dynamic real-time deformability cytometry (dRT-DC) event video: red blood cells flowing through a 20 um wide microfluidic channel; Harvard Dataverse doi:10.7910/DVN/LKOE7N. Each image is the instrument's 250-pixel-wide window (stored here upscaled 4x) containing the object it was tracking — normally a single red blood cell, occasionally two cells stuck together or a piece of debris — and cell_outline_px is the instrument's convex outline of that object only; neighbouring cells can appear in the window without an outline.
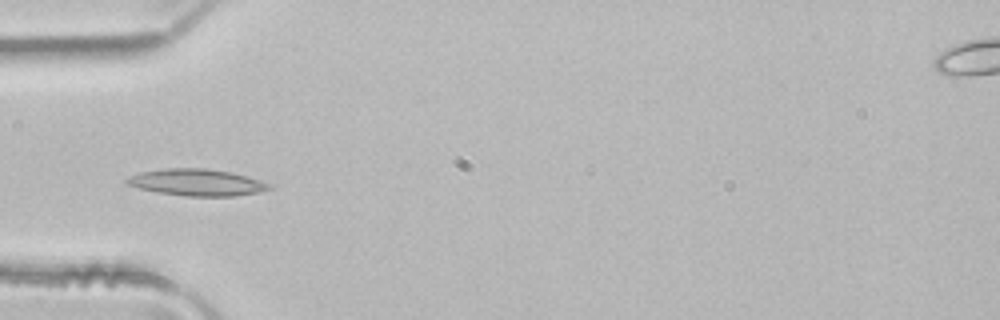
{"species": "common noctule bat (a hibernating species)", "species_latin": "Nyctalus noctula", "temperature_condition": "room temperature", "stored_images_in_passage": 4, "camera_frame_rate_fps": 3000, "um_per_image_px": 0.085, "animal": {"sex": "male", "body_mass_g": 21.5, "forearm_length_mm": 52.0}, "frame": {"image": 1, "passage_image": 3, "time_ms": 0.667, "image_size_px": [1000, 320], "cell_outline_px": [[272, 188], [260, 192], [236, 196], [184, 196], [156, 192], [140, 188], [128, 184], [124, 180], [128, 176], [140, 172], [168, 168], [208, 168], [232, 172], [260, 180], [272, 184]], "centroid_in_image_um": [16.75, 15.5], "position_along_channel_um": 68.2, "area_um2": 22.31}}
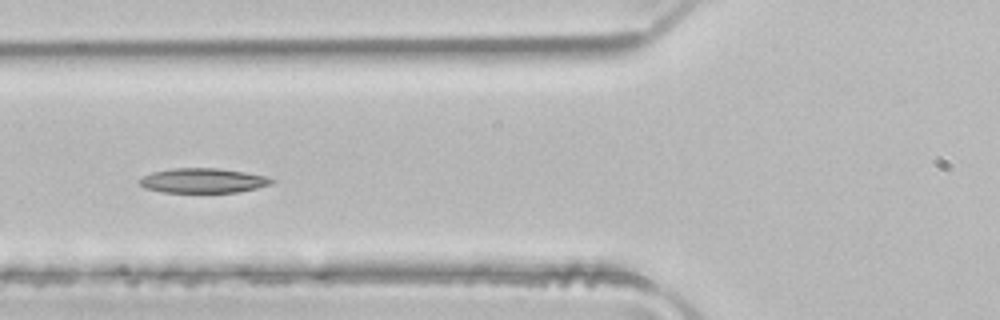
{"frame": {"image": 2, "passage_image": 4, "time_ms": 1.0, "image_size_px": [1000, 320], "cell_outline_px": [[276, 180], [272, 184], [240, 192], [160, 192], [144, 188], [140, 184], [140, 180], [144, 176], [152, 172], [172, 168], [216, 168], [244, 172], [268, 176]], "centroid_in_image_um": [17.29, 15.35], "position_along_channel_um": 108.5, "area_um2": 19.02}}